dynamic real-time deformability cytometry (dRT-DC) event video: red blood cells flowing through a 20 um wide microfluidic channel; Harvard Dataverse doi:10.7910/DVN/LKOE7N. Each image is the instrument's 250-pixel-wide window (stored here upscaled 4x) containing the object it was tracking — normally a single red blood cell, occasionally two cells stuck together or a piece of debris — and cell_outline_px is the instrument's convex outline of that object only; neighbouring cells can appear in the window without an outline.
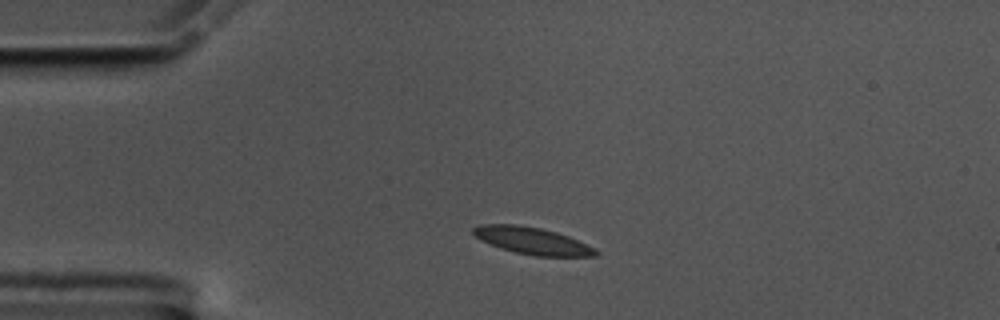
{"species": "common noctule bat (a hibernating species)", "species_latin": "Nyctalus noctula", "temperature_condition": "cold", "stored_images_in_passage": 53, "camera_frame_rate_fps": 3000, "um_per_image_px": 0.085, "animal": {"sex": "male", "body_mass_g": 17.5, "forearm_length_mm": 52.3}, "frame": {"image": 1, "passage_image": 8, "time_ms": 2.333, "image_size_px": [1000, 320], "cell_outline_px": [[600, 252], [596, 256], [536, 256], [516, 252], [500, 248], [480, 240], [472, 232], [472, 228], [480, 224], [516, 224], [540, 228], [556, 232], [568, 236], [596, 248]], "centroid_in_image_um": [45.24, 20.46], "position_along_channel_um": 39.8, "area_um2": 19.25}}
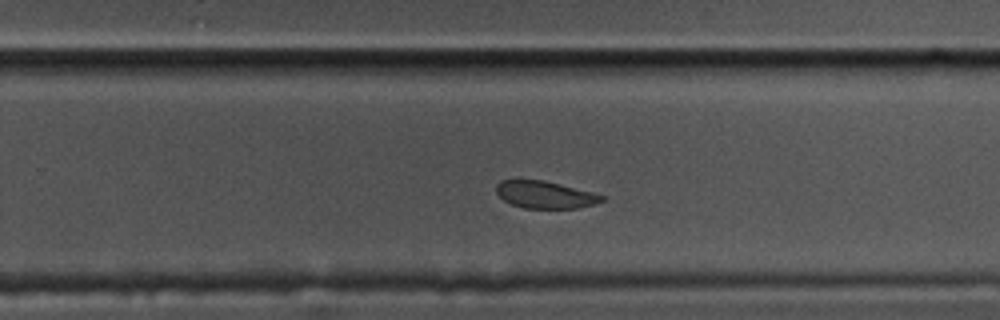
{"frame": {"image": 2, "passage_image": 32, "time_ms": 10.333, "image_size_px": [1000, 320], "cell_outline_px": [[604, 200], [596, 204], [576, 208], [524, 208], [512, 204], [504, 200], [496, 192], [496, 184], [500, 180], [516, 176], [544, 180], [592, 192], [604, 196]], "centroid_in_image_um": [46.25, 16.5], "position_along_channel_um": 283.6, "area_um2": 17.28}}
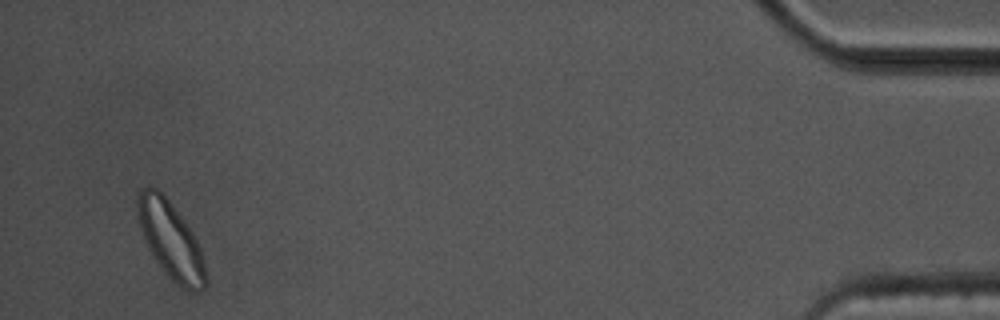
{"frame": {"image": 3, "passage_image": 51, "time_ms": 16.667, "image_size_px": [1000, 320], "cell_outline_px": [[208, 284], [200, 292], [188, 292], [168, 276], [156, 260], [148, 248], [140, 228], [136, 208], [136, 200], [140, 188], [156, 188], [168, 200], [184, 220], [192, 232], [200, 248], [204, 260]], "centroid_in_image_um": [14.52, 20.45], "position_along_channel_um": 420.7, "area_um2": 30.4}, "authors_computed_cell_mechanics": {"area_um2": 18.9584, "velocity_mm_per_s": 3.4015, "shape_relaxation_time_tau1_ms": 3.2671, "shape_relaxation_time_tau2_ms": 4.1463, "deformation_change_tau1": 0.0989, "deformation_change_tau2": 0.0454}}